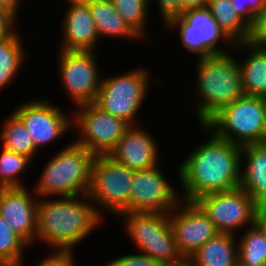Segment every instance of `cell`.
Here are the masks:
<instances>
[{"label": "cell", "instance_id": "28", "mask_svg": "<svg viewBox=\"0 0 266 266\" xmlns=\"http://www.w3.org/2000/svg\"><path fill=\"white\" fill-rule=\"evenodd\" d=\"M24 246L30 247L0 216V264L2 266H21Z\"/></svg>", "mask_w": 266, "mask_h": 266}, {"label": "cell", "instance_id": "31", "mask_svg": "<svg viewBox=\"0 0 266 266\" xmlns=\"http://www.w3.org/2000/svg\"><path fill=\"white\" fill-rule=\"evenodd\" d=\"M266 0H231L236 13L250 26Z\"/></svg>", "mask_w": 266, "mask_h": 266}, {"label": "cell", "instance_id": "22", "mask_svg": "<svg viewBox=\"0 0 266 266\" xmlns=\"http://www.w3.org/2000/svg\"><path fill=\"white\" fill-rule=\"evenodd\" d=\"M99 37L140 38L119 15L111 0H87Z\"/></svg>", "mask_w": 266, "mask_h": 266}, {"label": "cell", "instance_id": "1", "mask_svg": "<svg viewBox=\"0 0 266 266\" xmlns=\"http://www.w3.org/2000/svg\"><path fill=\"white\" fill-rule=\"evenodd\" d=\"M194 148L178 167L184 200L236 189L240 186L241 146L215 136Z\"/></svg>", "mask_w": 266, "mask_h": 266}, {"label": "cell", "instance_id": "18", "mask_svg": "<svg viewBox=\"0 0 266 266\" xmlns=\"http://www.w3.org/2000/svg\"><path fill=\"white\" fill-rule=\"evenodd\" d=\"M70 3L63 25L61 50L93 51L99 37L87 0Z\"/></svg>", "mask_w": 266, "mask_h": 266}, {"label": "cell", "instance_id": "15", "mask_svg": "<svg viewBox=\"0 0 266 266\" xmlns=\"http://www.w3.org/2000/svg\"><path fill=\"white\" fill-rule=\"evenodd\" d=\"M14 113L25 124L37 150L56 141L73 126L72 119L48 99L24 103Z\"/></svg>", "mask_w": 266, "mask_h": 266}, {"label": "cell", "instance_id": "26", "mask_svg": "<svg viewBox=\"0 0 266 266\" xmlns=\"http://www.w3.org/2000/svg\"><path fill=\"white\" fill-rule=\"evenodd\" d=\"M239 238L238 266H266V239L254 224Z\"/></svg>", "mask_w": 266, "mask_h": 266}, {"label": "cell", "instance_id": "32", "mask_svg": "<svg viewBox=\"0 0 266 266\" xmlns=\"http://www.w3.org/2000/svg\"><path fill=\"white\" fill-rule=\"evenodd\" d=\"M163 264L147 254H129L111 260L106 266H162Z\"/></svg>", "mask_w": 266, "mask_h": 266}, {"label": "cell", "instance_id": "11", "mask_svg": "<svg viewBox=\"0 0 266 266\" xmlns=\"http://www.w3.org/2000/svg\"><path fill=\"white\" fill-rule=\"evenodd\" d=\"M208 215L219 233L235 235L244 225L253 226L259 205L241 187L209 193L195 201Z\"/></svg>", "mask_w": 266, "mask_h": 266}, {"label": "cell", "instance_id": "23", "mask_svg": "<svg viewBox=\"0 0 266 266\" xmlns=\"http://www.w3.org/2000/svg\"><path fill=\"white\" fill-rule=\"evenodd\" d=\"M206 7L234 43L247 42L249 25L236 13L231 0H208Z\"/></svg>", "mask_w": 266, "mask_h": 266}, {"label": "cell", "instance_id": "14", "mask_svg": "<svg viewBox=\"0 0 266 266\" xmlns=\"http://www.w3.org/2000/svg\"><path fill=\"white\" fill-rule=\"evenodd\" d=\"M183 203L182 210L177 205L169 212V220L178 251L183 258H190L219 231L196 202L184 200Z\"/></svg>", "mask_w": 266, "mask_h": 266}, {"label": "cell", "instance_id": "25", "mask_svg": "<svg viewBox=\"0 0 266 266\" xmlns=\"http://www.w3.org/2000/svg\"><path fill=\"white\" fill-rule=\"evenodd\" d=\"M17 32L0 40V90L13 81L24 61V48Z\"/></svg>", "mask_w": 266, "mask_h": 266}, {"label": "cell", "instance_id": "13", "mask_svg": "<svg viewBox=\"0 0 266 266\" xmlns=\"http://www.w3.org/2000/svg\"><path fill=\"white\" fill-rule=\"evenodd\" d=\"M168 184L163 172L156 166L134 171L128 213H169L177 205L180 206L182 199H179V194Z\"/></svg>", "mask_w": 266, "mask_h": 266}, {"label": "cell", "instance_id": "30", "mask_svg": "<svg viewBox=\"0 0 266 266\" xmlns=\"http://www.w3.org/2000/svg\"><path fill=\"white\" fill-rule=\"evenodd\" d=\"M248 43L261 47H266V2L249 26Z\"/></svg>", "mask_w": 266, "mask_h": 266}, {"label": "cell", "instance_id": "5", "mask_svg": "<svg viewBox=\"0 0 266 266\" xmlns=\"http://www.w3.org/2000/svg\"><path fill=\"white\" fill-rule=\"evenodd\" d=\"M201 127L239 146L266 143V98L244 95L223 106Z\"/></svg>", "mask_w": 266, "mask_h": 266}, {"label": "cell", "instance_id": "10", "mask_svg": "<svg viewBox=\"0 0 266 266\" xmlns=\"http://www.w3.org/2000/svg\"><path fill=\"white\" fill-rule=\"evenodd\" d=\"M168 27H178L180 30L181 45L198 58L226 54L217 47L219 40L228 41L230 47L235 43L219 27L207 7L187 9L180 16L173 17L166 24Z\"/></svg>", "mask_w": 266, "mask_h": 266}, {"label": "cell", "instance_id": "35", "mask_svg": "<svg viewBox=\"0 0 266 266\" xmlns=\"http://www.w3.org/2000/svg\"><path fill=\"white\" fill-rule=\"evenodd\" d=\"M74 252H55L42 260L38 266H75Z\"/></svg>", "mask_w": 266, "mask_h": 266}, {"label": "cell", "instance_id": "37", "mask_svg": "<svg viewBox=\"0 0 266 266\" xmlns=\"http://www.w3.org/2000/svg\"><path fill=\"white\" fill-rule=\"evenodd\" d=\"M182 12L187 9L206 7L208 0H181Z\"/></svg>", "mask_w": 266, "mask_h": 266}, {"label": "cell", "instance_id": "3", "mask_svg": "<svg viewBox=\"0 0 266 266\" xmlns=\"http://www.w3.org/2000/svg\"><path fill=\"white\" fill-rule=\"evenodd\" d=\"M197 118L203 125L223 106L243 97L239 62L228 53L197 59Z\"/></svg>", "mask_w": 266, "mask_h": 266}, {"label": "cell", "instance_id": "24", "mask_svg": "<svg viewBox=\"0 0 266 266\" xmlns=\"http://www.w3.org/2000/svg\"><path fill=\"white\" fill-rule=\"evenodd\" d=\"M3 124L0 132L3 149L26 155L32 159L38 151L22 120L13 112Z\"/></svg>", "mask_w": 266, "mask_h": 266}, {"label": "cell", "instance_id": "33", "mask_svg": "<svg viewBox=\"0 0 266 266\" xmlns=\"http://www.w3.org/2000/svg\"><path fill=\"white\" fill-rule=\"evenodd\" d=\"M160 15L162 20L166 24L173 17L180 16L182 13L181 0H157Z\"/></svg>", "mask_w": 266, "mask_h": 266}, {"label": "cell", "instance_id": "34", "mask_svg": "<svg viewBox=\"0 0 266 266\" xmlns=\"http://www.w3.org/2000/svg\"><path fill=\"white\" fill-rule=\"evenodd\" d=\"M17 16L12 13L10 10L0 8V40L9 38L15 30H12L15 27Z\"/></svg>", "mask_w": 266, "mask_h": 266}, {"label": "cell", "instance_id": "19", "mask_svg": "<svg viewBox=\"0 0 266 266\" xmlns=\"http://www.w3.org/2000/svg\"><path fill=\"white\" fill-rule=\"evenodd\" d=\"M247 161L241 168L240 186L259 206H266V143L241 146V157Z\"/></svg>", "mask_w": 266, "mask_h": 266}, {"label": "cell", "instance_id": "4", "mask_svg": "<svg viewBox=\"0 0 266 266\" xmlns=\"http://www.w3.org/2000/svg\"><path fill=\"white\" fill-rule=\"evenodd\" d=\"M94 157L93 153L75 142L66 145L44 167L34 194L42 198L88 194Z\"/></svg>", "mask_w": 266, "mask_h": 266}, {"label": "cell", "instance_id": "6", "mask_svg": "<svg viewBox=\"0 0 266 266\" xmlns=\"http://www.w3.org/2000/svg\"><path fill=\"white\" fill-rule=\"evenodd\" d=\"M125 217L126 232L141 250L162 264L183 259L178 251L169 213L134 212L120 214Z\"/></svg>", "mask_w": 266, "mask_h": 266}, {"label": "cell", "instance_id": "27", "mask_svg": "<svg viewBox=\"0 0 266 266\" xmlns=\"http://www.w3.org/2000/svg\"><path fill=\"white\" fill-rule=\"evenodd\" d=\"M31 158L26 155L2 149L0 152V189L24 187L19 175L30 166Z\"/></svg>", "mask_w": 266, "mask_h": 266}, {"label": "cell", "instance_id": "36", "mask_svg": "<svg viewBox=\"0 0 266 266\" xmlns=\"http://www.w3.org/2000/svg\"><path fill=\"white\" fill-rule=\"evenodd\" d=\"M254 224L259 228L266 239V206L258 207Z\"/></svg>", "mask_w": 266, "mask_h": 266}, {"label": "cell", "instance_id": "21", "mask_svg": "<svg viewBox=\"0 0 266 266\" xmlns=\"http://www.w3.org/2000/svg\"><path fill=\"white\" fill-rule=\"evenodd\" d=\"M238 242L235 236L218 233L190 257L193 266H238Z\"/></svg>", "mask_w": 266, "mask_h": 266}, {"label": "cell", "instance_id": "12", "mask_svg": "<svg viewBox=\"0 0 266 266\" xmlns=\"http://www.w3.org/2000/svg\"><path fill=\"white\" fill-rule=\"evenodd\" d=\"M60 75L75 106L95 103L102 78L93 51L60 50ZM100 78V79H99Z\"/></svg>", "mask_w": 266, "mask_h": 266}, {"label": "cell", "instance_id": "17", "mask_svg": "<svg viewBox=\"0 0 266 266\" xmlns=\"http://www.w3.org/2000/svg\"><path fill=\"white\" fill-rule=\"evenodd\" d=\"M134 126L136 125H130L125 130L108 156L133 171L157 166L159 150L155 139L145 129Z\"/></svg>", "mask_w": 266, "mask_h": 266}, {"label": "cell", "instance_id": "9", "mask_svg": "<svg viewBox=\"0 0 266 266\" xmlns=\"http://www.w3.org/2000/svg\"><path fill=\"white\" fill-rule=\"evenodd\" d=\"M78 107L79 110L73 112L72 124L79 128L82 139L79 138L75 143L95 156L108 155L130 125L123 119L101 110L95 103Z\"/></svg>", "mask_w": 266, "mask_h": 266}, {"label": "cell", "instance_id": "8", "mask_svg": "<svg viewBox=\"0 0 266 266\" xmlns=\"http://www.w3.org/2000/svg\"><path fill=\"white\" fill-rule=\"evenodd\" d=\"M148 76V72L140 68L102 79L95 104L101 110L134 125L135 115L147 96Z\"/></svg>", "mask_w": 266, "mask_h": 266}, {"label": "cell", "instance_id": "29", "mask_svg": "<svg viewBox=\"0 0 266 266\" xmlns=\"http://www.w3.org/2000/svg\"><path fill=\"white\" fill-rule=\"evenodd\" d=\"M119 15L139 35L143 36L146 26V14L151 0H111Z\"/></svg>", "mask_w": 266, "mask_h": 266}, {"label": "cell", "instance_id": "38", "mask_svg": "<svg viewBox=\"0 0 266 266\" xmlns=\"http://www.w3.org/2000/svg\"><path fill=\"white\" fill-rule=\"evenodd\" d=\"M20 0H0V8L10 10L17 16V10Z\"/></svg>", "mask_w": 266, "mask_h": 266}, {"label": "cell", "instance_id": "2", "mask_svg": "<svg viewBox=\"0 0 266 266\" xmlns=\"http://www.w3.org/2000/svg\"><path fill=\"white\" fill-rule=\"evenodd\" d=\"M78 197L80 196L39 200L36 216L37 240L56 248V252H73L75 245L100 224L103 219L100 208L93 206L87 194L82 197L85 198L82 201Z\"/></svg>", "mask_w": 266, "mask_h": 266}, {"label": "cell", "instance_id": "7", "mask_svg": "<svg viewBox=\"0 0 266 266\" xmlns=\"http://www.w3.org/2000/svg\"><path fill=\"white\" fill-rule=\"evenodd\" d=\"M134 171L108 155H96L88 196L94 204L119 216L128 213Z\"/></svg>", "mask_w": 266, "mask_h": 266}, {"label": "cell", "instance_id": "20", "mask_svg": "<svg viewBox=\"0 0 266 266\" xmlns=\"http://www.w3.org/2000/svg\"><path fill=\"white\" fill-rule=\"evenodd\" d=\"M234 46L251 49L244 63H239L244 94L266 98V47L248 42H237Z\"/></svg>", "mask_w": 266, "mask_h": 266}, {"label": "cell", "instance_id": "39", "mask_svg": "<svg viewBox=\"0 0 266 266\" xmlns=\"http://www.w3.org/2000/svg\"><path fill=\"white\" fill-rule=\"evenodd\" d=\"M162 266H193V262L190 258H183L178 262L163 264Z\"/></svg>", "mask_w": 266, "mask_h": 266}, {"label": "cell", "instance_id": "16", "mask_svg": "<svg viewBox=\"0 0 266 266\" xmlns=\"http://www.w3.org/2000/svg\"><path fill=\"white\" fill-rule=\"evenodd\" d=\"M21 188L0 189V216L28 245L36 239V216L39 200Z\"/></svg>", "mask_w": 266, "mask_h": 266}]
</instances>
